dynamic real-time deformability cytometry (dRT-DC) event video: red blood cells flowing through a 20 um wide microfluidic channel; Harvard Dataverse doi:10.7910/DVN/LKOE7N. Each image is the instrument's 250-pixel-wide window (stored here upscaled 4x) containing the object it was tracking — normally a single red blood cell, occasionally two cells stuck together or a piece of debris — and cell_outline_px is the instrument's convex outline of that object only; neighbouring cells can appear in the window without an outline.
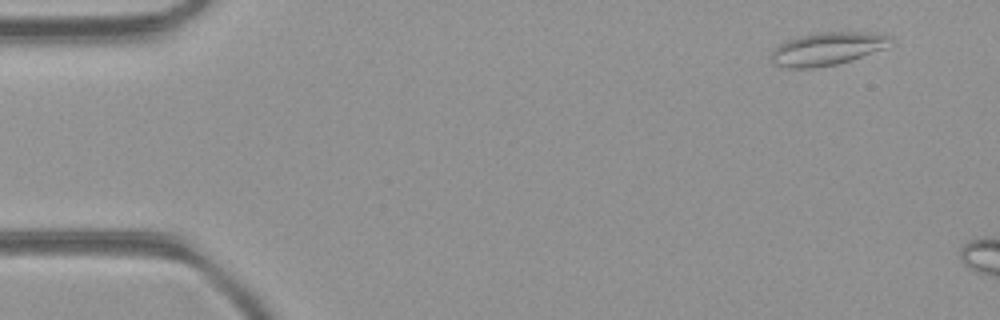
{"species": "common noctule bat (a hibernating species)", "species_latin": "Nyctalus noctula", "temperature_condition": "room temperature", "stored_images_in_passage": 3, "camera_frame_rate_fps": 3000, "um_per_image_px": 0.085, "animal": {"sex": "female", "body_mass_g": 21.9}, "frame": {"image": 1, "passage_image": 1, "time_ms": 0.0, "image_size_px": [1000, 320], "cell_outline_px": [[892, 40], [884, 48], [836, 64], [812, 68], [788, 68], [772, 64], [768, 56], [780, 44], [788, 40], [800, 36], [820, 32], [864, 32], [892, 36]], "centroid_in_image_um": [70.24, 4.15], "position_along_channel_um": 14.8, "area_um2": 22.54}}